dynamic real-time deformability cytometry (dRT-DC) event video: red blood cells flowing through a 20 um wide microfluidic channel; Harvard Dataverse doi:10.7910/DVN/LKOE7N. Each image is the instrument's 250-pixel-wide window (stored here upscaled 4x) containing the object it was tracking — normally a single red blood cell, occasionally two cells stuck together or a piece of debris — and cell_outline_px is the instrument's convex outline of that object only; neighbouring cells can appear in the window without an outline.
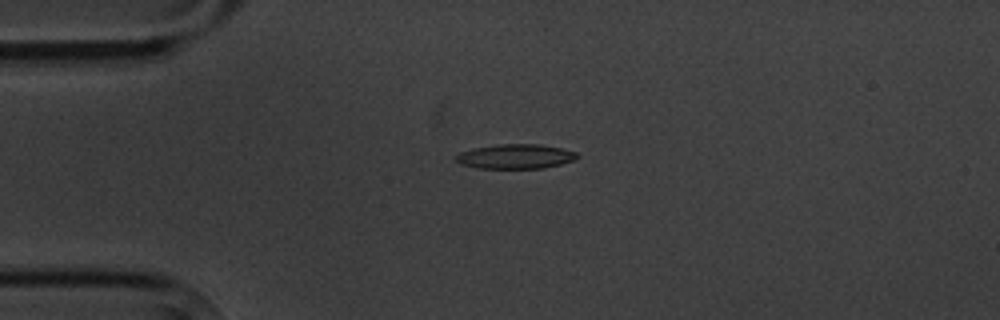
{"species": "common noctule bat (a hibernating species)", "species_latin": "Nyctalus noctula", "temperature_condition": "cold", "stored_images_in_passage": 4, "camera_frame_rate_fps": 3000, "um_per_image_px": 0.085, "animal": {"sex": "male", "body_mass_g": 20.1, "forearm_length_mm": 53.5}, "frame": {"image": 1, "passage_image": 4, "time_ms": 3.667, "image_size_px": [1000, 320], "cell_outline_px": [[580, 156], [572, 160], [560, 164], [544, 168], [480, 168], [460, 164], [456, 160], [456, 156], [460, 152], [472, 148], [500, 144], [540, 144], [560, 148], [576, 152]], "centroid_in_image_um": [43.81, 13.29], "position_along_channel_um": 41.2, "area_um2": 17.22}}